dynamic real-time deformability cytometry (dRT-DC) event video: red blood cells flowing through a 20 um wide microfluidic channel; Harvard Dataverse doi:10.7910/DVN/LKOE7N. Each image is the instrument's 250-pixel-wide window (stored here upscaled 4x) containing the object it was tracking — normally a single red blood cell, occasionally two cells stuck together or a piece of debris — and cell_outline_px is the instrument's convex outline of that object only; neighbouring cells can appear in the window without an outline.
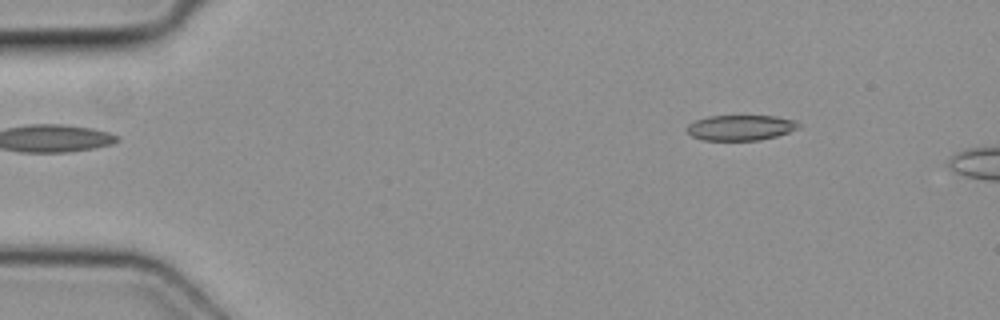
{"species": "common noctule bat (a hibernating species)", "species_latin": "Nyctalus noctula", "temperature_condition": "cold", "stored_images_in_passage": 2, "camera_frame_rate_fps": 3000, "um_per_image_px": 0.085, "animal": {"sex": "female", "body_mass_g": 19.3, "forearm_length_mm": 54.1}, "frame": {"image": 1, "passage_image": 1, "time_ms": 0.0, "image_size_px": [1000, 320], "cell_outline_px": [[800, 128], [776, 136], [760, 140], [704, 140], [692, 136], [688, 132], [688, 124], [696, 120], [708, 116], [776, 116], [796, 120], [800, 124]], "centroid_in_image_um": [62.99, 10.84], "position_along_channel_um": 22.0, "area_um2": 16.47}}